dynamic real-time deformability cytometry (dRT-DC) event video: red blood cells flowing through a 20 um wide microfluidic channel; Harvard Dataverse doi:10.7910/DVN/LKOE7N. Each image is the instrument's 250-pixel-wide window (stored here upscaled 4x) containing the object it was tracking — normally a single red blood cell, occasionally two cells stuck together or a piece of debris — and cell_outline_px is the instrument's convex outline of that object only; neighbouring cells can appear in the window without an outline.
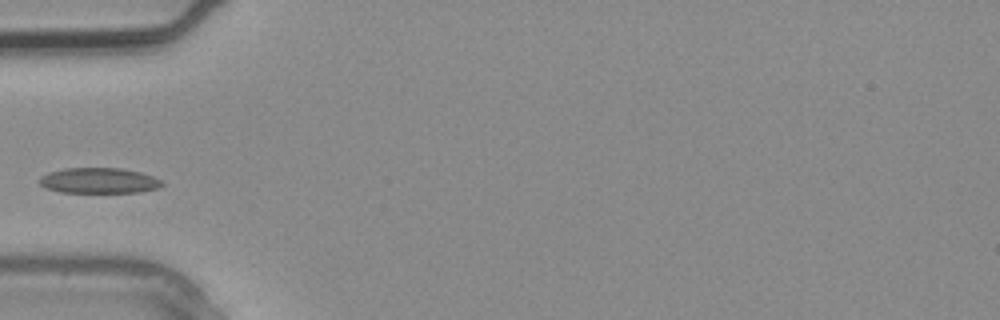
{"species": "common noctule bat (a hibernating species)", "species_latin": "Nyctalus noctula", "temperature_condition": "warm", "stored_images_in_passage": 2, "camera_frame_rate_fps": 3000, "um_per_image_px": 0.085, "animal": {"sex": "male", "body_mass_g": 20.4}, "frame": {"image": 1, "passage_image": 2, "time_ms": 0.333, "image_size_px": [1000, 320], "cell_outline_px": [[164, 184], [156, 188], [140, 192], [60, 192], [44, 188], [36, 180], [40, 176], [48, 172], [64, 168], [120, 168], [140, 172], [152, 176], [160, 180]], "centroid_in_image_um": [8.33, 15.35], "position_along_channel_um": 76.7, "area_um2": 18.26}}